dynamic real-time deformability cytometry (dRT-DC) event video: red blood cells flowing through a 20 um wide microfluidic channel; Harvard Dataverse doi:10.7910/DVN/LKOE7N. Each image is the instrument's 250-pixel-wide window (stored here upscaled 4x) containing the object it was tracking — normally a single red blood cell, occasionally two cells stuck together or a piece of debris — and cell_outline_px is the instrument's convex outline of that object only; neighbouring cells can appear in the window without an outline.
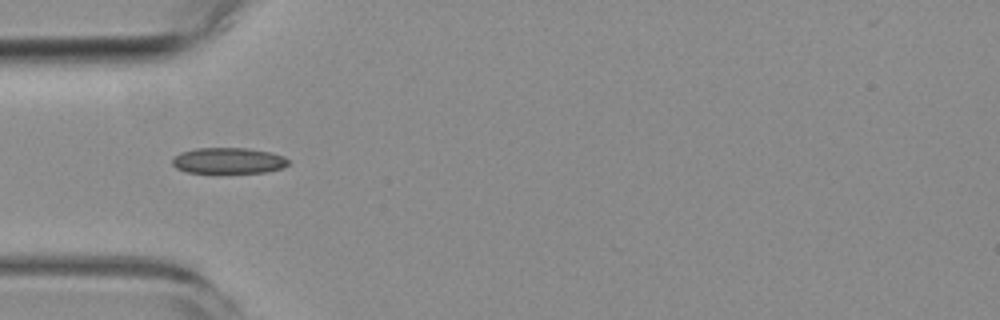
{"species": "common noctule bat (a hibernating species)", "species_latin": "Nyctalus noctula", "temperature_condition": "room temperature", "stored_images_in_passage": 3, "camera_frame_rate_fps": 3000, "um_per_image_px": 0.085, "animal": {"sex": "female", "body_mass_g": 19.3, "forearm_length_mm": 54.1}, "frame": {"image": 1, "passage_image": 1, "time_ms": 0.0, "image_size_px": [1000, 320], "cell_outline_px": [[288, 164], [280, 168], [264, 172], [216, 176], [188, 172], [176, 168], [172, 164], [172, 160], [180, 152], [196, 148], [244, 148], [268, 152], [284, 156], [288, 160]], "centroid_in_image_um": [19.35, 13.71], "position_along_channel_um": 65.6, "area_um2": 18.26}}
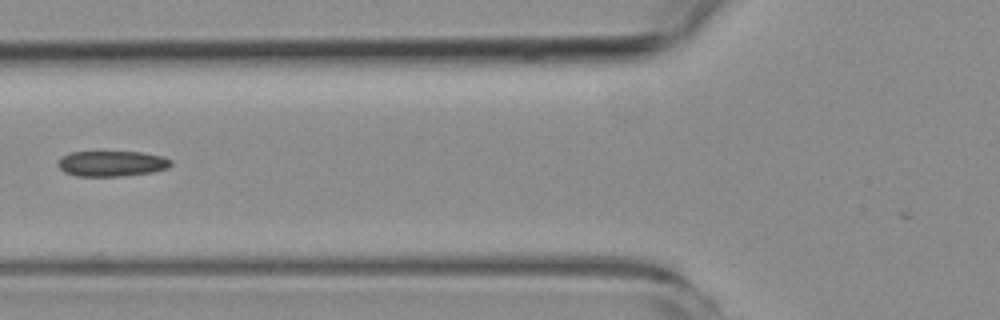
{"frame": {"image": 2, "passage_image": 2, "time_ms": 1.333, "image_size_px": [1000, 320], "cell_outline_px": [[172, 164], [168, 168], [152, 172], [120, 176], [76, 176], [64, 172], [56, 164], [68, 152], [140, 152], [164, 156], [172, 160]], "centroid_in_image_um": [9.52, 13.9], "position_along_channel_um": 116.3, "area_um2": 16.82}}
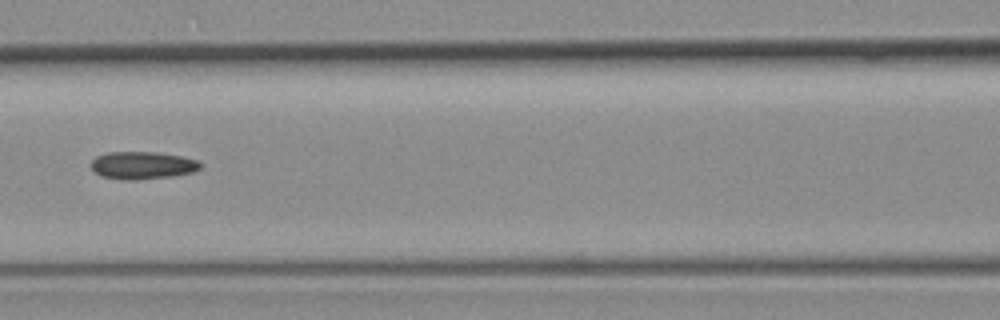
{"frame": {"image": 3, "passage_image": 3, "time_ms": 2.333, "image_size_px": [1000, 320], "cell_outline_px": [[200, 168], [192, 172], [172, 176], [136, 180], [124, 180], [100, 176], [92, 168], [92, 160], [96, 156], [108, 152], [156, 152], [180, 156], [200, 160]], "centroid_in_image_um": [12.1, 14.05], "position_along_channel_um": 154.5, "area_um2": 17.51}}